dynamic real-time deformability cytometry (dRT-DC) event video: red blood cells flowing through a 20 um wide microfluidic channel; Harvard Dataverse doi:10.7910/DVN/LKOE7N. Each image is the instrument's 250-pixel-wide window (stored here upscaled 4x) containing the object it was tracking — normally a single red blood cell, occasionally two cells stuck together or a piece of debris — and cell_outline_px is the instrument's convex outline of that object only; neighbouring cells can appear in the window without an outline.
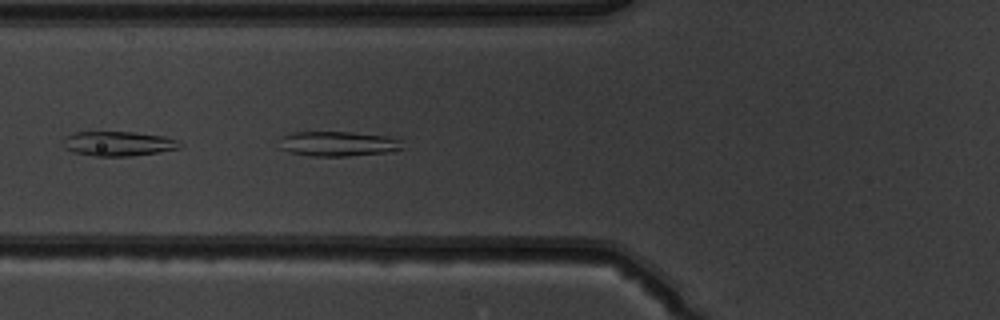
{"species": "common noctule bat (a hibernating species)", "species_latin": "Nyctalus noctula", "temperature_condition": "warm", "stored_images_in_passage": 46, "camera_frame_rate_fps": 3000, "um_per_image_px": 0.085, "animal": {"sex": "male", "body_mass_g": 19.5, "forearm_length_mm": 54.6}, "frame": {"image": 1, "passage_image": 20, "time_ms": 6.333, "image_size_px": [1000, 320], "cell_outline_px": [[404, 148], [384, 152], [348, 156], [312, 156], [292, 152], [280, 148], [284, 136], [292, 132], [348, 132], [388, 136], [400, 140]], "centroid_in_image_um": [28.76, 12.22], "position_along_channel_um": 97.0, "area_um2": 17.46}}
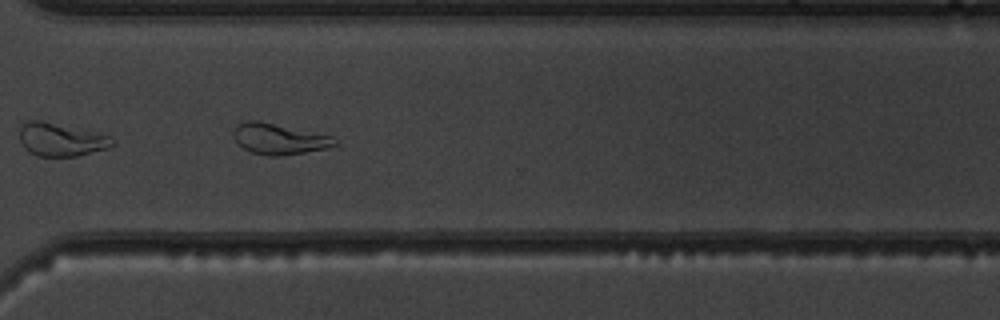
{"frame": {"image": 2, "passage_image": 39, "time_ms": 12.667, "image_size_px": [1000, 320], "cell_outline_px": [[336, 144], [324, 148], [304, 152], [276, 156], [268, 156], [252, 152], [244, 148], [236, 140], [232, 132], [236, 124], [248, 120], [256, 120], [332, 136], [336, 140]], "centroid_in_image_um": [23.66, 11.8], "position_along_channel_um": 346.9, "area_um2": 17.74}}
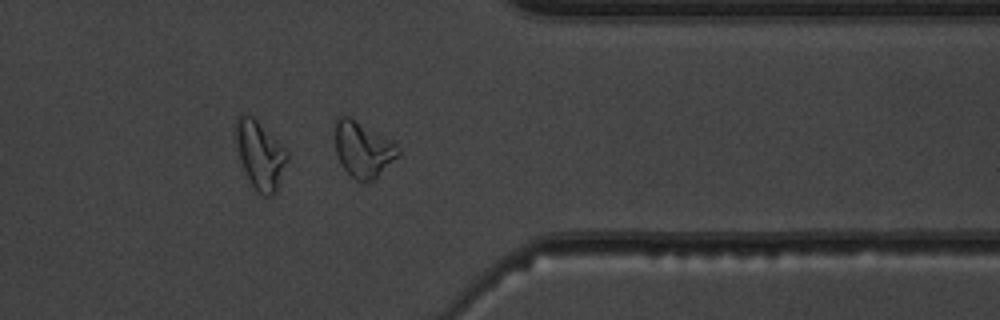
{"frame": {"image": 3, "passage_image": 42, "time_ms": 13.667, "image_size_px": [1000, 320], "cell_outline_px": [[400, 156], [372, 180], [356, 180], [340, 164], [336, 152], [336, 116], [348, 116], [392, 140], [400, 148]], "centroid_in_image_um": [30.88, 12.68], "position_along_channel_um": 380.5, "area_um2": 20.17}, "authors_computed_cell_mechanics": {"area_um2": 19.652, "velocity_mm_per_s": 3.9386, "shape_relaxation_time_tau1_ms": null, "shape_relaxation_time_tau2_ms": 1.5097, "deformation_change_tau1": null, "deformation_change_tau2": 0.0766}}